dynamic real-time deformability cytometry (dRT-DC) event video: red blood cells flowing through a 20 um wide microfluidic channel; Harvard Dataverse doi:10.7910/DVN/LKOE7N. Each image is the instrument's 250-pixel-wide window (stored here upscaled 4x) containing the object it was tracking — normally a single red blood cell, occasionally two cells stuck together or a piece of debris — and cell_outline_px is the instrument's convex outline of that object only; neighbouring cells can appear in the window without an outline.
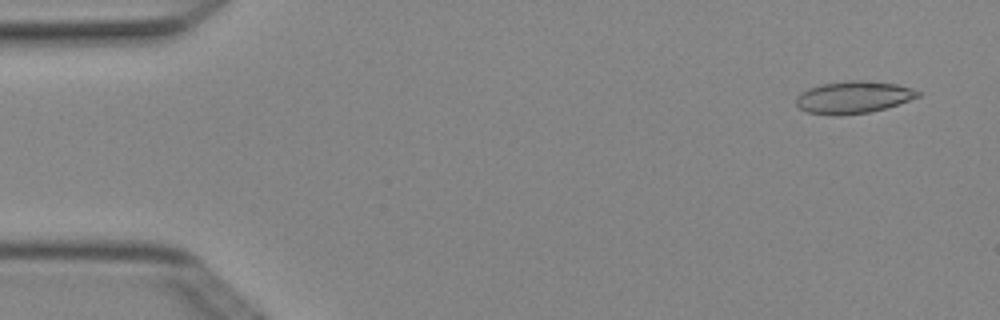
{"species": "Egyptian fruit bat (a non-hibernating species)", "species_latin": "Rousettus aegyptiacus", "temperature_condition": "cold", "stored_images_in_passage": 4, "camera_frame_rate_fps": 3000, "um_per_image_px": 0.085, "animal": {"sex": "female"}, "frame": {"image": 1, "passage_image": 1, "time_ms": 0.0, "image_size_px": [1000, 320], "cell_outline_px": [[924, 92], [920, 96], [884, 108], [868, 112], [840, 116], [832, 116], [808, 112], [800, 108], [796, 104], [796, 96], [800, 92], [808, 88], [820, 84], [848, 80], [864, 80], [896, 84], [912, 88]], "centroid_in_image_um": [72.51, 8.26], "position_along_channel_um": 12.5, "area_um2": 23.0}}
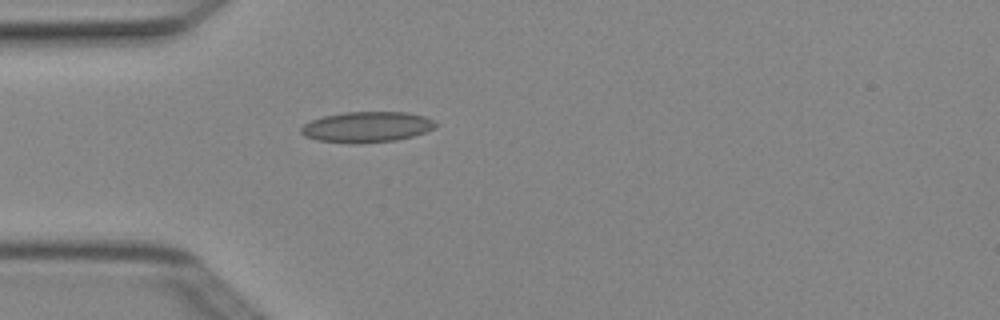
{"frame": {"image": 2, "passage_image": 4, "time_ms": 1.0, "image_size_px": [1000, 320], "cell_outline_px": [[436, 124], [432, 128], [424, 132], [412, 136], [396, 140], [316, 140], [304, 136], [300, 132], [300, 128], [304, 124], [312, 120], [324, 116], [344, 112], [408, 112], [424, 116], [432, 120]], "centroid_in_image_um": [31.18, 10.73], "position_along_channel_um": 53.8, "area_um2": 22.77}}